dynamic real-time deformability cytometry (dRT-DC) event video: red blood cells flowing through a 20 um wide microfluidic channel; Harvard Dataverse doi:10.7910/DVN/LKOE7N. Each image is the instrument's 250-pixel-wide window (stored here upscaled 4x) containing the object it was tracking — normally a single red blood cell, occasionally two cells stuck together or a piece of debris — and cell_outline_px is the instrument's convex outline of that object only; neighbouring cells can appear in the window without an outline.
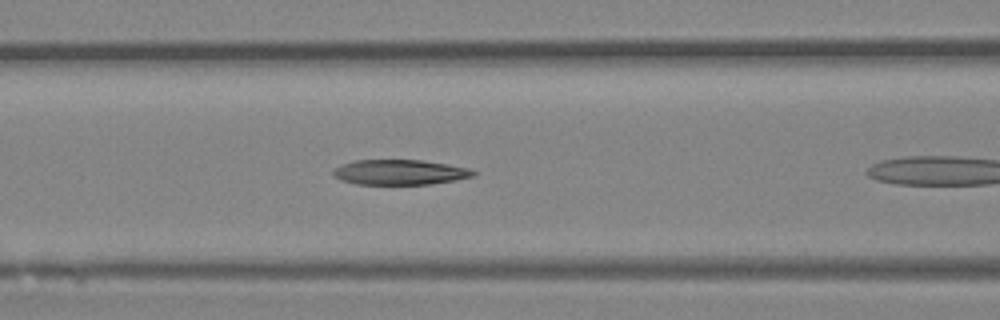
{"species": "Egyptian fruit bat (a non-hibernating species)", "species_latin": "Rousettus aegyptiacus", "temperature_condition": "room temperature", "stored_images_in_passage": 14, "camera_frame_rate_fps": 3000, "um_per_image_px": 0.085, "animal": {"sex": "female"}, "frame": {"image": 1, "passage_image": 7, "time_ms": 2.0, "image_size_px": [1000, 320], "cell_outline_px": [[476, 172], [472, 176], [456, 180], [432, 184], [356, 184], [340, 180], [332, 176], [332, 172], [336, 168], [344, 164], [356, 160], [420, 160], [448, 164], [468, 168]], "centroid_in_image_um": [33.97, 14.64], "position_along_channel_um": 132.6, "area_um2": 20.4}}
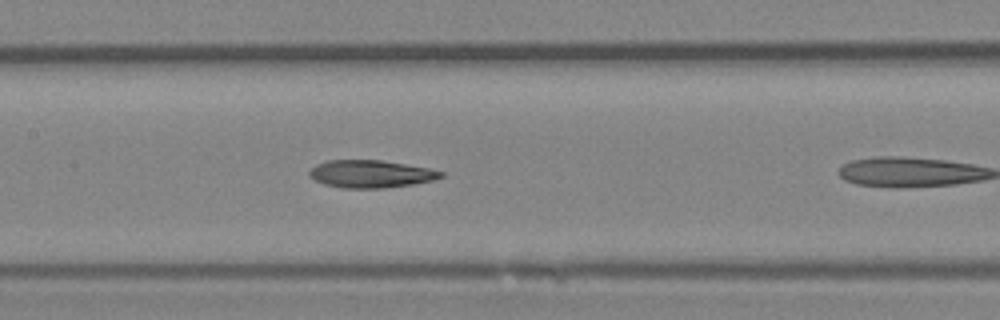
{"frame": {"image": 2, "passage_image": 10, "time_ms": 3.0, "image_size_px": [1000, 320], "cell_outline_px": [[444, 176], [432, 180], [412, 184], [384, 188], [344, 188], [324, 184], [308, 176], [308, 172], [316, 164], [328, 160], [380, 160], [428, 168], [444, 172]], "centroid_in_image_um": [31.49, 14.78], "position_along_channel_um": 175.9, "area_um2": 20.98}}